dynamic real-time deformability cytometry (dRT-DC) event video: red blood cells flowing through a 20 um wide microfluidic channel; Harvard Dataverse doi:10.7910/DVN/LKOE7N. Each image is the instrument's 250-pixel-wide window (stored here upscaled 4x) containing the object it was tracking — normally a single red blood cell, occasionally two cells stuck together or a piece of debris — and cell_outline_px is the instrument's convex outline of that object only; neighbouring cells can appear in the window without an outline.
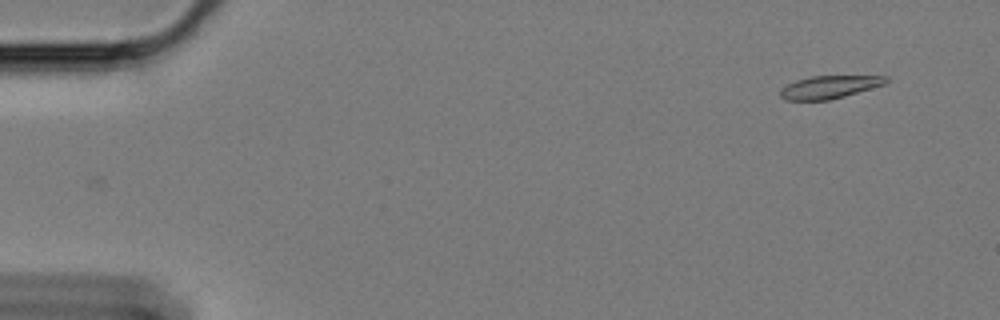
{"species": "Egyptian fruit bat (a non-hibernating species)", "species_latin": "Rousettus aegyptiacus", "temperature_condition": "cold", "stored_images_in_passage": 17, "camera_frame_rate_fps": 3000, "um_per_image_px": 0.085, "animal": {"sex": "female"}, "frame": {"image": 1, "passage_image": 3, "time_ms": 0.667, "image_size_px": [1000, 320], "cell_outline_px": [[888, 80], [884, 84], [844, 96], [828, 100], [784, 100], [780, 96], [780, 88], [796, 80], [812, 76], [888, 76]], "centroid_in_image_um": [70.45, 7.4], "position_along_channel_um": 14.6, "area_um2": 13.87}}
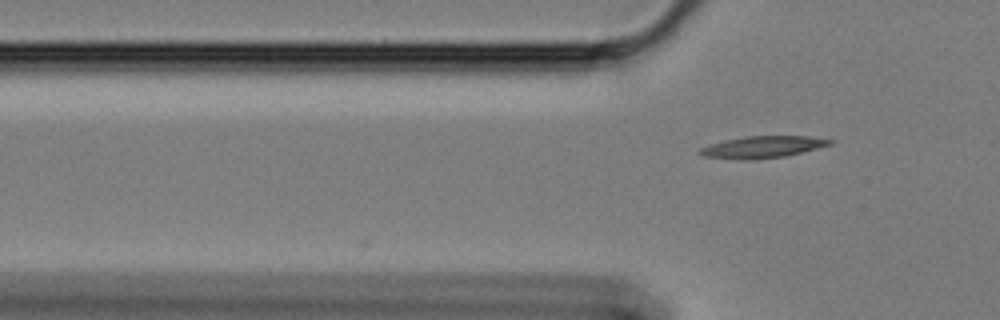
{"frame": {"image": 2, "passage_image": 17, "time_ms": 5.333, "image_size_px": [1000, 320], "cell_outline_px": [[836, 140], [832, 144], [784, 156], [756, 160], [740, 160], [704, 156], [696, 152], [700, 148], [708, 144], [724, 140], [744, 136], [808, 136]], "centroid_in_image_um": [64.76, 12.49], "position_along_channel_um": 61.0, "area_um2": 16.65}}